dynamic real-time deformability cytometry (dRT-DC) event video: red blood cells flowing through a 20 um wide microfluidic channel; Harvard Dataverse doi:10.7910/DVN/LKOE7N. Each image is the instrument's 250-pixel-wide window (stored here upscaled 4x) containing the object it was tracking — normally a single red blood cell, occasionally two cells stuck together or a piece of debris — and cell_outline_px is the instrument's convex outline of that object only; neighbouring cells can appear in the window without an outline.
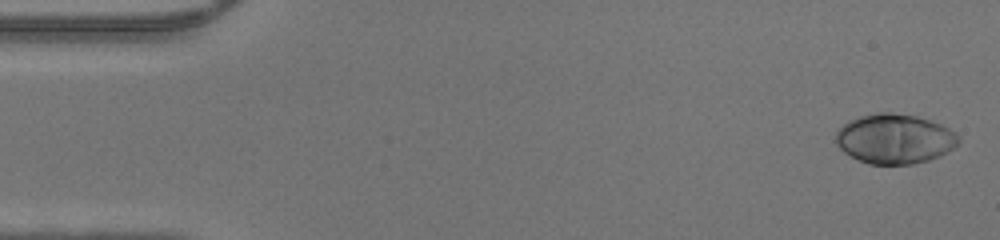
{"species": "human", "species_latin": "Homo sapiens", "temperature_condition": "warm", "stored_images_in_passage": 46, "camera_frame_rate_fps": 3000, "um_per_image_px": 0.085, "donor": {"sex": "male"}, "frame": {"image": 1, "passage_image": 1, "time_ms": 0.0, "image_size_px": [1000, 240], "cell_outline_px": [[960, 140], [956, 148], [940, 156], [928, 160], [912, 164], [868, 164], [844, 152], [836, 144], [836, 132], [848, 120], [860, 116], [880, 112], [892, 112], [916, 116], [940, 124], [956, 132], [960, 136]], "centroid_in_image_um": [76.08, 11.8], "position_along_channel_um": 8.9, "area_um2": 35.66}}
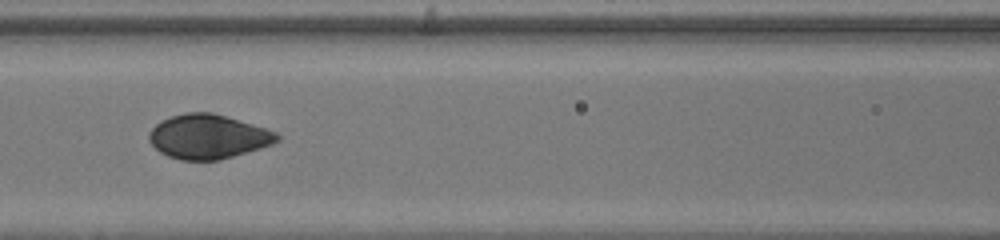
{"frame": {"image": 2, "passage_image": 20, "time_ms": 6.333, "image_size_px": [1000, 240], "cell_outline_px": [[280, 140], [272, 144], [260, 148], [220, 160], [180, 160], [168, 156], [160, 152], [148, 140], [148, 132], [160, 120], [184, 112], [212, 112], [264, 128], [276, 132], [280, 136]], "centroid_in_image_um": [17.66, 11.61], "position_along_channel_um": 148.9, "area_um2": 32.95}}
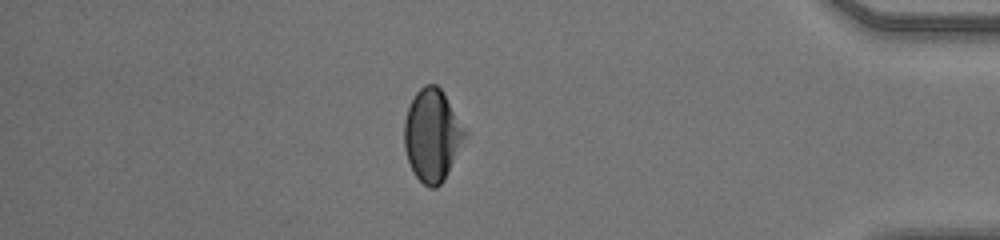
{"frame": {"image": 3, "passage_image": 40, "time_ms": 13.0, "image_size_px": [1000, 240], "cell_outline_px": [[468, 132], [444, 180], [436, 188], [428, 188], [416, 176], [408, 160], [404, 148], [404, 120], [408, 108], [416, 92], [424, 84], [436, 84], [440, 88]], "centroid_in_image_um": [36.73, 11.49], "position_along_channel_um": 398.5, "area_um2": 32.31}}